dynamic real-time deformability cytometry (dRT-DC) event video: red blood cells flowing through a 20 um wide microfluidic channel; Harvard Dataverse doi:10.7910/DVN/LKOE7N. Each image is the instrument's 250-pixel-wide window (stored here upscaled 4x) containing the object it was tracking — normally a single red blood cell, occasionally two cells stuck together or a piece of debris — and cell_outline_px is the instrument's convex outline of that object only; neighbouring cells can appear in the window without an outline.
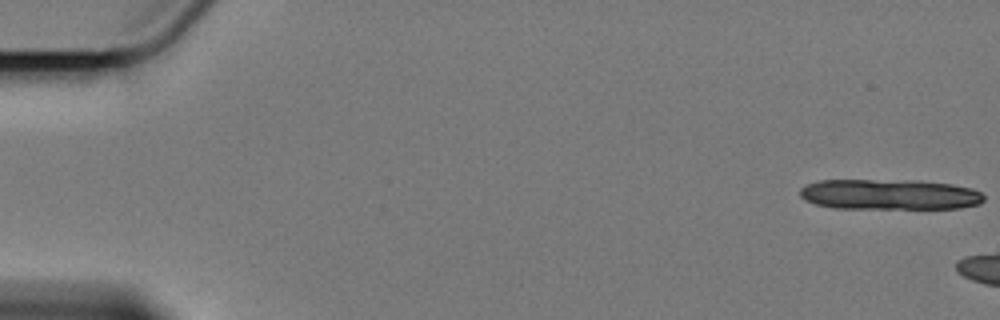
{"species": "Egyptian fruit bat (a non-hibernating species)", "species_latin": "Rousettus aegyptiacus", "temperature_condition": "cold", "stored_images_in_passage": 12, "camera_frame_rate_fps": 3000, "um_per_image_px": 0.085, "animal": {"sex": "female"}, "frame": {"image": 1, "passage_image": 1, "time_ms": 0.0, "image_size_px": [1000, 320], "cell_outline_px": [[984, 200], [980, 204], [960, 208], [832, 208], [816, 204], [804, 200], [800, 196], [800, 188], [808, 184], [820, 180], [908, 180], [952, 184], [972, 188], [980, 192], [984, 196]], "centroid_in_image_um": [75.6, 16.53], "position_along_channel_um": 9.4, "area_um2": 32.71}}